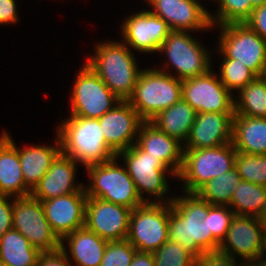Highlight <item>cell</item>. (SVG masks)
<instances>
[{"label": "cell", "instance_id": "cell-1", "mask_svg": "<svg viewBox=\"0 0 266 266\" xmlns=\"http://www.w3.org/2000/svg\"><path fill=\"white\" fill-rule=\"evenodd\" d=\"M183 193V196L173 197L171 202L169 239L182 244L195 258L203 252L217 251L219 243L206 226L209 202L196 193Z\"/></svg>", "mask_w": 266, "mask_h": 266}, {"label": "cell", "instance_id": "cell-2", "mask_svg": "<svg viewBox=\"0 0 266 266\" xmlns=\"http://www.w3.org/2000/svg\"><path fill=\"white\" fill-rule=\"evenodd\" d=\"M94 54L85 61L113 94L127 101L133 94L142 69L138 68L135 55L124 42H97ZM94 55V56H93Z\"/></svg>", "mask_w": 266, "mask_h": 266}, {"label": "cell", "instance_id": "cell-3", "mask_svg": "<svg viewBox=\"0 0 266 266\" xmlns=\"http://www.w3.org/2000/svg\"><path fill=\"white\" fill-rule=\"evenodd\" d=\"M68 117L56 128L64 155L85 167L105 163L116 157V153L105 141L98 119Z\"/></svg>", "mask_w": 266, "mask_h": 266}, {"label": "cell", "instance_id": "cell-4", "mask_svg": "<svg viewBox=\"0 0 266 266\" xmlns=\"http://www.w3.org/2000/svg\"><path fill=\"white\" fill-rule=\"evenodd\" d=\"M181 93L182 80L155 67L142 68L133 94L127 101L144 121H150L178 102L182 98Z\"/></svg>", "mask_w": 266, "mask_h": 266}, {"label": "cell", "instance_id": "cell-5", "mask_svg": "<svg viewBox=\"0 0 266 266\" xmlns=\"http://www.w3.org/2000/svg\"><path fill=\"white\" fill-rule=\"evenodd\" d=\"M118 158L85 167L89 183L84 185L87 197L98 198L131 210L144 204L125 166Z\"/></svg>", "mask_w": 266, "mask_h": 266}, {"label": "cell", "instance_id": "cell-6", "mask_svg": "<svg viewBox=\"0 0 266 266\" xmlns=\"http://www.w3.org/2000/svg\"><path fill=\"white\" fill-rule=\"evenodd\" d=\"M158 53H164L168 62L165 60L164 66L156 69L179 80L201 76L212 69L211 52L189 31H171L161 44ZM169 65L173 66L171 69L174 68V72L177 73L173 74Z\"/></svg>", "mask_w": 266, "mask_h": 266}, {"label": "cell", "instance_id": "cell-7", "mask_svg": "<svg viewBox=\"0 0 266 266\" xmlns=\"http://www.w3.org/2000/svg\"><path fill=\"white\" fill-rule=\"evenodd\" d=\"M183 163L177 178L185 193H196L212 178L235 167L236 150L232 142L213 148L183 149Z\"/></svg>", "mask_w": 266, "mask_h": 266}, {"label": "cell", "instance_id": "cell-8", "mask_svg": "<svg viewBox=\"0 0 266 266\" xmlns=\"http://www.w3.org/2000/svg\"><path fill=\"white\" fill-rule=\"evenodd\" d=\"M116 157L123 159L122 162L133 180L136 189L144 202L170 203L174 196L165 198L170 191L167 181V174L175 178L177 177L161 160L160 158L148 155V152L143 151L136 143L131 147L122 150L116 154ZM168 172V173H167ZM154 197L156 200L144 194ZM166 200H164V198Z\"/></svg>", "mask_w": 266, "mask_h": 266}, {"label": "cell", "instance_id": "cell-9", "mask_svg": "<svg viewBox=\"0 0 266 266\" xmlns=\"http://www.w3.org/2000/svg\"><path fill=\"white\" fill-rule=\"evenodd\" d=\"M212 27H218L220 31L217 52L222 59L244 63L258 77H262L266 71V41L246 23Z\"/></svg>", "mask_w": 266, "mask_h": 266}, {"label": "cell", "instance_id": "cell-10", "mask_svg": "<svg viewBox=\"0 0 266 266\" xmlns=\"http://www.w3.org/2000/svg\"><path fill=\"white\" fill-rule=\"evenodd\" d=\"M170 203L145 202L132 210L127 240L141 252L153 253L168 237Z\"/></svg>", "mask_w": 266, "mask_h": 266}, {"label": "cell", "instance_id": "cell-11", "mask_svg": "<svg viewBox=\"0 0 266 266\" xmlns=\"http://www.w3.org/2000/svg\"><path fill=\"white\" fill-rule=\"evenodd\" d=\"M76 76L70 97V116L98 119L121 101L86 63Z\"/></svg>", "mask_w": 266, "mask_h": 266}, {"label": "cell", "instance_id": "cell-12", "mask_svg": "<svg viewBox=\"0 0 266 266\" xmlns=\"http://www.w3.org/2000/svg\"><path fill=\"white\" fill-rule=\"evenodd\" d=\"M12 223L40 252L61 249V240L50 227L41 201L31 195L13 198Z\"/></svg>", "mask_w": 266, "mask_h": 266}, {"label": "cell", "instance_id": "cell-13", "mask_svg": "<svg viewBox=\"0 0 266 266\" xmlns=\"http://www.w3.org/2000/svg\"><path fill=\"white\" fill-rule=\"evenodd\" d=\"M211 69L204 75L182 80V99L197 113H235L234 96Z\"/></svg>", "mask_w": 266, "mask_h": 266}, {"label": "cell", "instance_id": "cell-14", "mask_svg": "<svg viewBox=\"0 0 266 266\" xmlns=\"http://www.w3.org/2000/svg\"><path fill=\"white\" fill-rule=\"evenodd\" d=\"M217 251L248 265L266 253L264 225L256 216L235 215Z\"/></svg>", "mask_w": 266, "mask_h": 266}, {"label": "cell", "instance_id": "cell-15", "mask_svg": "<svg viewBox=\"0 0 266 266\" xmlns=\"http://www.w3.org/2000/svg\"><path fill=\"white\" fill-rule=\"evenodd\" d=\"M120 26L122 42L139 53H158L161 44L172 31L164 19L149 9L129 15Z\"/></svg>", "mask_w": 266, "mask_h": 266}, {"label": "cell", "instance_id": "cell-16", "mask_svg": "<svg viewBox=\"0 0 266 266\" xmlns=\"http://www.w3.org/2000/svg\"><path fill=\"white\" fill-rule=\"evenodd\" d=\"M132 210L98 198L88 197L84 226L107 241L127 238Z\"/></svg>", "mask_w": 266, "mask_h": 266}, {"label": "cell", "instance_id": "cell-17", "mask_svg": "<svg viewBox=\"0 0 266 266\" xmlns=\"http://www.w3.org/2000/svg\"><path fill=\"white\" fill-rule=\"evenodd\" d=\"M145 1V0H144ZM150 11L164 19L172 31L213 30L209 11L198 0H146Z\"/></svg>", "mask_w": 266, "mask_h": 266}, {"label": "cell", "instance_id": "cell-18", "mask_svg": "<svg viewBox=\"0 0 266 266\" xmlns=\"http://www.w3.org/2000/svg\"><path fill=\"white\" fill-rule=\"evenodd\" d=\"M107 145L117 154L136 143L144 120L128 101H120L98 118Z\"/></svg>", "mask_w": 266, "mask_h": 266}, {"label": "cell", "instance_id": "cell-19", "mask_svg": "<svg viewBox=\"0 0 266 266\" xmlns=\"http://www.w3.org/2000/svg\"><path fill=\"white\" fill-rule=\"evenodd\" d=\"M87 198L86 192H73L41 201L46 219L60 240L84 227Z\"/></svg>", "mask_w": 266, "mask_h": 266}, {"label": "cell", "instance_id": "cell-20", "mask_svg": "<svg viewBox=\"0 0 266 266\" xmlns=\"http://www.w3.org/2000/svg\"><path fill=\"white\" fill-rule=\"evenodd\" d=\"M235 113H197L183 149L218 147L232 141V121Z\"/></svg>", "mask_w": 266, "mask_h": 266}, {"label": "cell", "instance_id": "cell-21", "mask_svg": "<svg viewBox=\"0 0 266 266\" xmlns=\"http://www.w3.org/2000/svg\"><path fill=\"white\" fill-rule=\"evenodd\" d=\"M77 162L62 152L31 191V196L43 201L73 192H85L84 184L77 183Z\"/></svg>", "mask_w": 266, "mask_h": 266}, {"label": "cell", "instance_id": "cell-22", "mask_svg": "<svg viewBox=\"0 0 266 266\" xmlns=\"http://www.w3.org/2000/svg\"><path fill=\"white\" fill-rule=\"evenodd\" d=\"M136 144L160 160L177 176L183 163V144L168 136L150 121H144L139 129Z\"/></svg>", "mask_w": 266, "mask_h": 266}, {"label": "cell", "instance_id": "cell-23", "mask_svg": "<svg viewBox=\"0 0 266 266\" xmlns=\"http://www.w3.org/2000/svg\"><path fill=\"white\" fill-rule=\"evenodd\" d=\"M21 170L17 144L5 130L0 134V196H29Z\"/></svg>", "mask_w": 266, "mask_h": 266}, {"label": "cell", "instance_id": "cell-24", "mask_svg": "<svg viewBox=\"0 0 266 266\" xmlns=\"http://www.w3.org/2000/svg\"><path fill=\"white\" fill-rule=\"evenodd\" d=\"M107 243V240L84 226L65 236L61 240V249L73 266H100Z\"/></svg>", "mask_w": 266, "mask_h": 266}, {"label": "cell", "instance_id": "cell-25", "mask_svg": "<svg viewBox=\"0 0 266 266\" xmlns=\"http://www.w3.org/2000/svg\"><path fill=\"white\" fill-rule=\"evenodd\" d=\"M55 137L57 138L54 141L55 146L54 144L53 146L31 145L26 148L17 146L23 180L30 191L39 183L53 161L62 152L59 136L56 134Z\"/></svg>", "mask_w": 266, "mask_h": 266}, {"label": "cell", "instance_id": "cell-26", "mask_svg": "<svg viewBox=\"0 0 266 266\" xmlns=\"http://www.w3.org/2000/svg\"><path fill=\"white\" fill-rule=\"evenodd\" d=\"M231 142L236 151L266 155V118L234 115Z\"/></svg>", "mask_w": 266, "mask_h": 266}, {"label": "cell", "instance_id": "cell-27", "mask_svg": "<svg viewBox=\"0 0 266 266\" xmlns=\"http://www.w3.org/2000/svg\"><path fill=\"white\" fill-rule=\"evenodd\" d=\"M197 112L182 98L150 120L159 130L178 139L182 144L188 139Z\"/></svg>", "mask_w": 266, "mask_h": 266}, {"label": "cell", "instance_id": "cell-28", "mask_svg": "<svg viewBox=\"0 0 266 266\" xmlns=\"http://www.w3.org/2000/svg\"><path fill=\"white\" fill-rule=\"evenodd\" d=\"M41 252L16 229L0 238V264L5 266H37Z\"/></svg>", "mask_w": 266, "mask_h": 266}, {"label": "cell", "instance_id": "cell-29", "mask_svg": "<svg viewBox=\"0 0 266 266\" xmlns=\"http://www.w3.org/2000/svg\"><path fill=\"white\" fill-rule=\"evenodd\" d=\"M238 92L239 96L234 98L235 115L266 118V81L263 77H257Z\"/></svg>", "mask_w": 266, "mask_h": 266}, {"label": "cell", "instance_id": "cell-30", "mask_svg": "<svg viewBox=\"0 0 266 266\" xmlns=\"http://www.w3.org/2000/svg\"><path fill=\"white\" fill-rule=\"evenodd\" d=\"M266 201V186L241 180L229 207L235 215L256 216L260 214Z\"/></svg>", "mask_w": 266, "mask_h": 266}, {"label": "cell", "instance_id": "cell-31", "mask_svg": "<svg viewBox=\"0 0 266 266\" xmlns=\"http://www.w3.org/2000/svg\"><path fill=\"white\" fill-rule=\"evenodd\" d=\"M236 167L222 175L212 178L202 186L196 194L212 205H227L232 201V196L236 187L241 181Z\"/></svg>", "mask_w": 266, "mask_h": 266}, {"label": "cell", "instance_id": "cell-32", "mask_svg": "<svg viewBox=\"0 0 266 266\" xmlns=\"http://www.w3.org/2000/svg\"><path fill=\"white\" fill-rule=\"evenodd\" d=\"M215 2H218L217 11L214 15L209 12L212 26L245 23L254 9L250 0H215Z\"/></svg>", "mask_w": 266, "mask_h": 266}, {"label": "cell", "instance_id": "cell-33", "mask_svg": "<svg viewBox=\"0 0 266 266\" xmlns=\"http://www.w3.org/2000/svg\"><path fill=\"white\" fill-rule=\"evenodd\" d=\"M219 79L223 85L233 94L255 80L258 76L244 63L235 59H223L220 65Z\"/></svg>", "mask_w": 266, "mask_h": 266}, {"label": "cell", "instance_id": "cell-34", "mask_svg": "<svg viewBox=\"0 0 266 266\" xmlns=\"http://www.w3.org/2000/svg\"><path fill=\"white\" fill-rule=\"evenodd\" d=\"M235 167L242 180L266 186V155L237 151Z\"/></svg>", "mask_w": 266, "mask_h": 266}, {"label": "cell", "instance_id": "cell-35", "mask_svg": "<svg viewBox=\"0 0 266 266\" xmlns=\"http://www.w3.org/2000/svg\"><path fill=\"white\" fill-rule=\"evenodd\" d=\"M152 254L155 266H194L195 257L182 244L170 239Z\"/></svg>", "mask_w": 266, "mask_h": 266}, {"label": "cell", "instance_id": "cell-36", "mask_svg": "<svg viewBox=\"0 0 266 266\" xmlns=\"http://www.w3.org/2000/svg\"><path fill=\"white\" fill-rule=\"evenodd\" d=\"M235 216L233 210L227 205H212L209 203V212L206 217L208 233L220 244L228 232L230 223Z\"/></svg>", "mask_w": 266, "mask_h": 266}, {"label": "cell", "instance_id": "cell-37", "mask_svg": "<svg viewBox=\"0 0 266 266\" xmlns=\"http://www.w3.org/2000/svg\"><path fill=\"white\" fill-rule=\"evenodd\" d=\"M136 251L127 239L108 241L100 266H130Z\"/></svg>", "mask_w": 266, "mask_h": 266}, {"label": "cell", "instance_id": "cell-38", "mask_svg": "<svg viewBox=\"0 0 266 266\" xmlns=\"http://www.w3.org/2000/svg\"><path fill=\"white\" fill-rule=\"evenodd\" d=\"M242 261H236L230 255L219 251L203 252L195 258L194 266H247Z\"/></svg>", "mask_w": 266, "mask_h": 266}, {"label": "cell", "instance_id": "cell-39", "mask_svg": "<svg viewBox=\"0 0 266 266\" xmlns=\"http://www.w3.org/2000/svg\"><path fill=\"white\" fill-rule=\"evenodd\" d=\"M9 199L11 201H9ZM10 202V203H9ZM13 197L0 196V238L13 228Z\"/></svg>", "mask_w": 266, "mask_h": 266}, {"label": "cell", "instance_id": "cell-40", "mask_svg": "<svg viewBox=\"0 0 266 266\" xmlns=\"http://www.w3.org/2000/svg\"><path fill=\"white\" fill-rule=\"evenodd\" d=\"M245 23L266 41V3L253 9Z\"/></svg>", "mask_w": 266, "mask_h": 266}, {"label": "cell", "instance_id": "cell-41", "mask_svg": "<svg viewBox=\"0 0 266 266\" xmlns=\"http://www.w3.org/2000/svg\"><path fill=\"white\" fill-rule=\"evenodd\" d=\"M37 266H73L62 249L41 252Z\"/></svg>", "mask_w": 266, "mask_h": 266}, {"label": "cell", "instance_id": "cell-42", "mask_svg": "<svg viewBox=\"0 0 266 266\" xmlns=\"http://www.w3.org/2000/svg\"><path fill=\"white\" fill-rule=\"evenodd\" d=\"M16 0H0V25L15 24L19 21Z\"/></svg>", "mask_w": 266, "mask_h": 266}, {"label": "cell", "instance_id": "cell-43", "mask_svg": "<svg viewBox=\"0 0 266 266\" xmlns=\"http://www.w3.org/2000/svg\"><path fill=\"white\" fill-rule=\"evenodd\" d=\"M130 266H155L152 253L136 251Z\"/></svg>", "mask_w": 266, "mask_h": 266}, {"label": "cell", "instance_id": "cell-44", "mask_svg": "<svg viewBox=\"0 0 266 266\" xmlns=\"http://www.w3.org/2000/svg\"><path fill=\"white\" fill-rule=\"evenodd\" d=\"M266 253L261 255L257 260L251 261L247 266H266Z\"/></svg>", "mask_w": 266, "mask_h": 266}, {"label": "cell", "instance_id": "cell-45", "mask_svg": "<svg viewBox=\"0 0 266 266\" xmlns=\"http://www.w3.org/2000/svg\"><path fill=\"white\" fill-rule=\"evenodd\" d=\"M258 219L262 222L263 225H266V201L264 203L263 209L258 215Z\"/></svg>", "mask_w": 266, "mask_h": 266}, {"label": "cell", "instance_id": "cell-46", "mask_svg": "<svg viewBox=\"0 0 266 266\" xmlns=\"http://www.w3.org/2000/svg\"><path fill=\"white\" fill-rule=\"evenodd\" d=\"M251 6L255 9L266 3V0H250Z\"/></svg>", "mask_w": 266, "mask_h": 266}, {"label": "cell", "instance_id": "cell-47", "mask_svg": "<svg viewBox=\"0 0 266 266\" xmlns=\"http://www.w3.org/2000/svg\"><path fill=\"white\" fill-rule=\"evenodd\" d=\"M264 244L266 248V225H264Z\"/></svg>", "mask_w": 266, "mask_h": 266}, {"label": "cell", "instance_id": "cell-48", "mask_svg": "<svg viewBox=\"0 0 266 266\" xmlns=\"http://www.w3.org/2000/svg\"><path fill=\"white\" fill-rule=\"evenodd\" d=\"M262 77H263L264 80L266 81V71L263 73Z\"/></svg>", "mask_w": 266, "mask_h": 266}]
</instances>
